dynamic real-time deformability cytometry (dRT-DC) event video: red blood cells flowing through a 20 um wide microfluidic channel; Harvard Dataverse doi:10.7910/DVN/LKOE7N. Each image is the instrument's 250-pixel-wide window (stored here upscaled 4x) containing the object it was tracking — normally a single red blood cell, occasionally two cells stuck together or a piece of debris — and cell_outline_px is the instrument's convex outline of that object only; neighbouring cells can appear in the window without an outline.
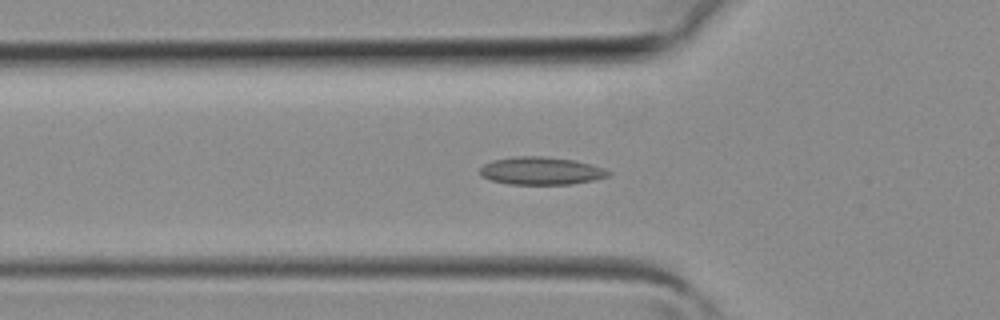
{"species": "common noctule bat (a hibernating species)", "species_latin": "Nyctalus noctula", "temperature_condition": "room temperature", "stored_images_in_passage": 31, "camera_frame_rate_fps": 3000, "um_per_image_px": 0.085, "animal": {"sex": "female", "body_mass_g": 19.3, "forearm_length_mm": 54.1}, "frame": {"image": 1, "passage_image": 4, "time_ms": 1.0, "image_size_px": [1000, 320], "cell_outline_px": [[612, 172], [608, 176], [592, 180], [572, 184], [508, 184], [492, 180], [480, 176], [480, 168], [484, 164], [492, 160], [516, 156], [544, 156], [576, 160], [604, 168]], "centroid_in_image_um": [45.98, 14.51], "position_along_channel_um": 79.8, "area_um2": 20.81}}
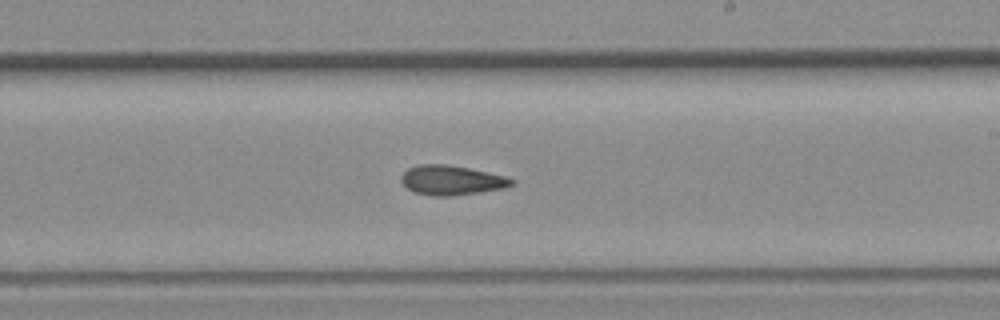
{"frame": {"image": 2, "passage_image": 14, "time_ms": 4.333, "image_size_px": [1000, 320], "cell_outline_px": [[516, 184], [504, 188], [480, 192], [452, 196], [432, 196], [412, 192], [400, 180], [400, 176], [408, 168], [420, 164], [444, 164], [468, 168], [504, 176], [516, 180]], "centroid_in_image_um": [38.37, 15.33], "position_along_channel_um": 250.6, "area_um2": 19.07}}
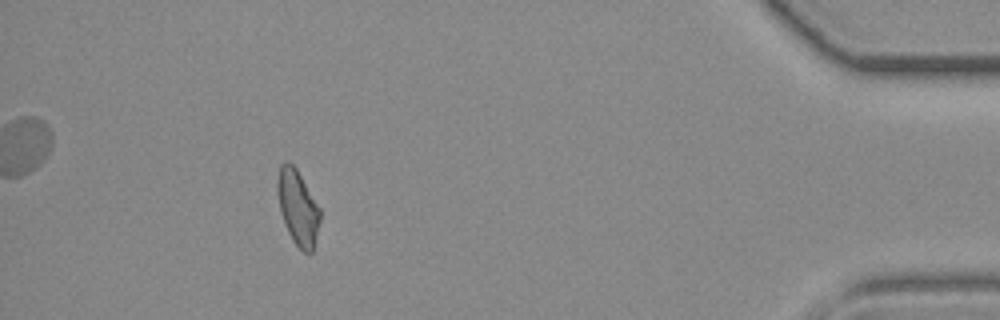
{"frame": {"image": 3, "passage_image": 27, "time_ms": 8.667, "image_size_px": [1000, 320], "cell_outline_px": [[320, 220], [312, 252], [304, 252], [292, 240], [284, 224], [280, 212], [276, 192], [276, 184], [280, 164], [288, 160], [296, 168], [320, 208]], "centroid_in_image_um": [25.28, 17.6], "position_along_channel_um": 409.9, "area_um2": 18.61}}